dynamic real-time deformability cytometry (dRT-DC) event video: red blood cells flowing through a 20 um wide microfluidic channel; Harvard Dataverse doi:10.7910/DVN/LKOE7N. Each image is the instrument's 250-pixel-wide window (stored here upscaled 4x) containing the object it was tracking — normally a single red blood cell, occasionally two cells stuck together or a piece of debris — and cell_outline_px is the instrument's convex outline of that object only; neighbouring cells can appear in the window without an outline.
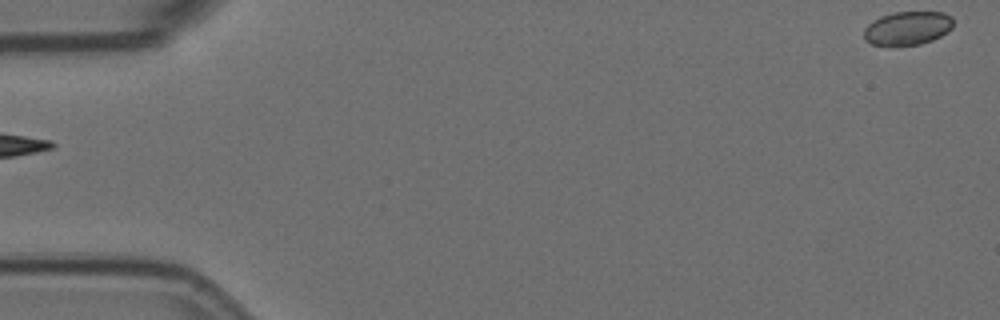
{"species": "Egyptian fruit bat (a non-hibernating species)", "species_latin": "Rousettus aegyptiacus", "temperature_condition": "room temperature", "stored_images_in_passage": 3, "segment_of_instrument_passage": [2, 2], "camera_frame_rate_fps": 3000, "um_per_image_px": 0.085, "animal": {"sex": "female"}, "frame": {"image": 1, "passage_image": 3, "time_ms": 0.667, "image_size_px": [1000, 320], "cell_outline_px": [[952, 28], [948, 32], [932, 40], [920, 44], [872, 44], [864, 40], [864, 28], [872, 20], [880, 16], [892, 12], [944, 12], [952, 16]], "centroid_in_image_um": [77.14, 2.36], "position_along_channel_um": 7.9, "area_um2": 17.4}}